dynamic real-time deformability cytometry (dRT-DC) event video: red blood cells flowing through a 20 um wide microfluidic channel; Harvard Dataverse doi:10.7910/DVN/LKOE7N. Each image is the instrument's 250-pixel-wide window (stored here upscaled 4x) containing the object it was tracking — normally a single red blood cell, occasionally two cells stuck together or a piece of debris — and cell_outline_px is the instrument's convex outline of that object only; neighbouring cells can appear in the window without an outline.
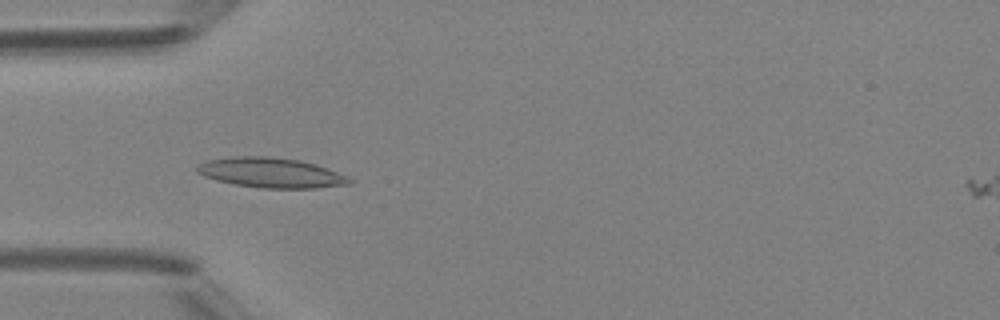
{"species": "Egyptian fruit bat (a non-hibernating species)", "species_latin": "Rousettus aegyptiacus", "temperature_condition": "room temperature", "stored_images_in_passage": 48, "camera_frame_rate_fps": 3000, "um_per_image_px": 0.085, "animal": {"sex": "female"}, "frame": {"image": 1, "passage_image": 15, "time_ms": 4.667, "image_size_px": [1000, 320], "cell_outline_px": [[352, 180], [348, 184], [316, 188], [260, 188], [236, 184], [216, 180], [204, 176], [196, 172], [196, 164], [204, 160], [232, 156], [268, 156], [300, 160], [316, 164], [336, 172]], "centroid_in_image_um": [22.94, 14.67], "position_along_channel_um": 62.1, "area_um2": 26.59}}
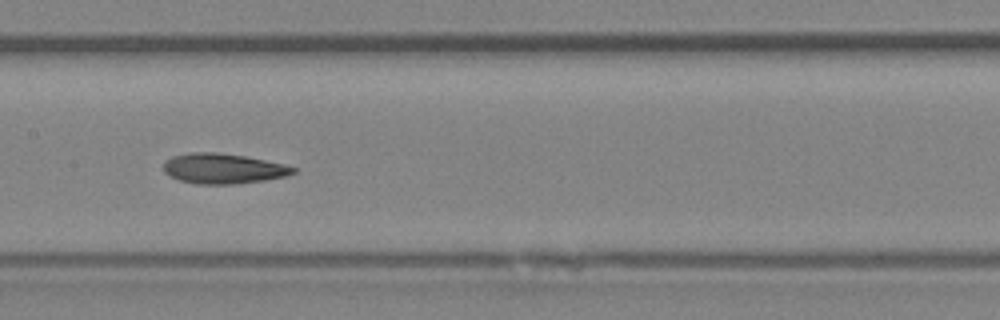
{"frame": {"image": 2, "passage_image": 24, "time_ms": 7.667, "image_size_px": [1000, 320], "cell_outline_px": [[296, 172], [284, 176], [264, 180], [236, 184], [196, 184], [180, 180], [164, 172], [164, 160], [172, 156], [188, 152], [216, 152], [244, 156], [284, 164], [296, 168]], "centroid_in_image_um": [18.94, 14.32], "position_along_channel_um": 188.5, "area_um2": 22.72}}
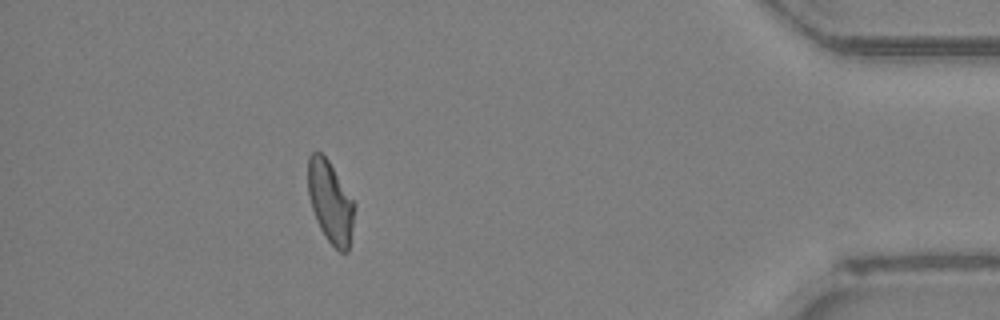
{"frame": {"image": 3, "passage_image": 43, "time_ms": 14.0, "image_size_px": [1000, 320], "cell_outline_px": [[356, 204], [348, 252], [340, 252], [328, 240], [320, 228], [316, 220], [312, 208], [308, 192], [308, 156], [312, 152], [320, 152], [328, 160]], "centroid_in_image_um": [28.08, 17.16], "position_along_channel_um": 407.1, "area_um2": 21.96}, "authors_computed_cell_mechanics": {"area_um2": 22.8888, "velocity_mm_per_s": 4.2884, "shape_relaxation_time_tau1_ms": 10.6494, "shape_relaxation_time_tau2_ms": 4.0795, "deformation_change_tau1": 0.2232, "deformation_change_tau2": 0.1153}}